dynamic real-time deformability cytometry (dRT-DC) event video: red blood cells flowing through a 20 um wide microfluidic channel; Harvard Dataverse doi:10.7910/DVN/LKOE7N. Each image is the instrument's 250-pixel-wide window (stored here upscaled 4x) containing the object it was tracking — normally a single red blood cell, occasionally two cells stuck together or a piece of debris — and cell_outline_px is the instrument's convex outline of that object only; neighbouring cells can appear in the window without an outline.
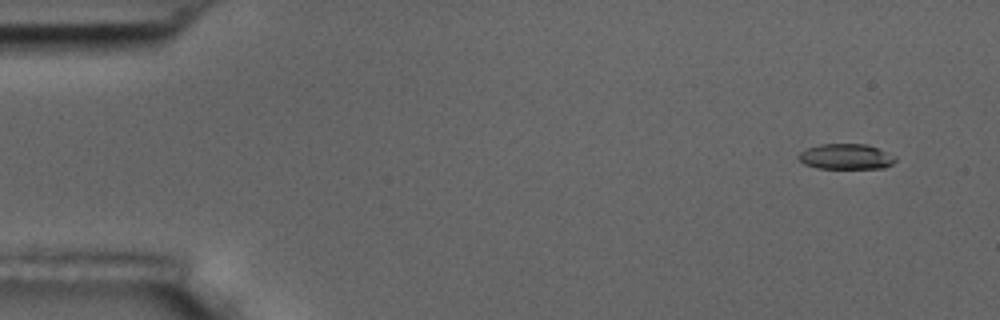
{"species": "common noctule bat (a hibernating species)", "species_latin": "Nyctalus noctula", "temperature_condition": "room temperature", "stored_images_in_passage": 7, "camera_frame_rate_fps": 3000, "um_per_image_px": 0.085, "animal": {"sex": "male", "body_mass_g": 17.5, "forearm_length_mm": 52.3}, "frame": {"image": 1, "passage_image": 1, "time_ms": 0.0, "image_size_px": [1000, 320], "cell_outline_px": [[896, 160], [892, 164], [884, 168], [816, 168], [804, 164], [796, 156], [800, 152], [808, 148], [820, 144], [868, 144], [896, 156]], "centroid_in_image_um": [71.91, 13.31], "position_along_channel_um": 13.1, "area_um2": 14.39}}
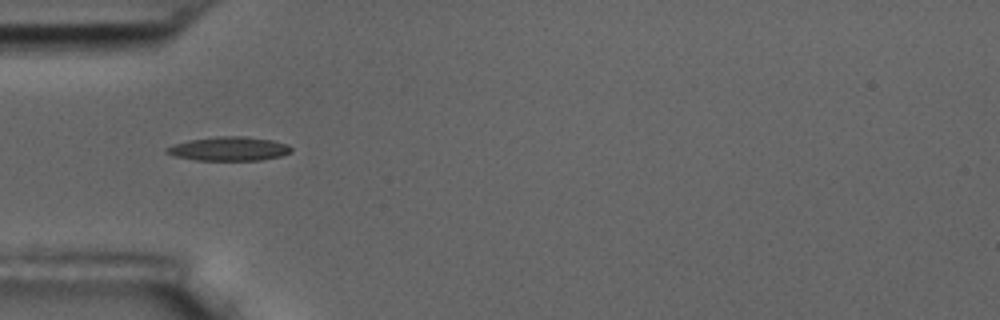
{"frame": {"image": 2, "passage_image": 5, "time_ms": 4.667, "image_size_px": [1000, 320], "cell_outline_px": [[292, 152], [280, 156], [260, 160], [196, 160], [176, 156], [164, 152], [164, 148], [172, 144], [188, 140], [216, 136], [244, 136], [272, 140], [288, 144], [292, 148]], "centroid_in_image_um": [19.44, 12.64], "position_along_channel_um": 65.6, "area_um2": 17.51}}
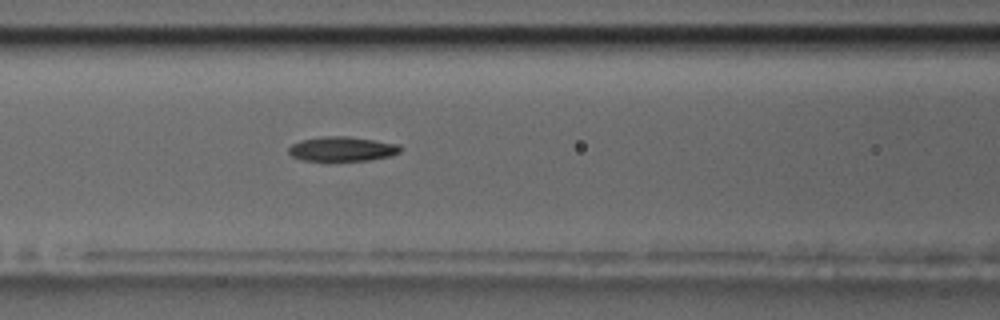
{"frame": {"image": 3, "passage_image": 7, "time_ms": 6.667, "image_size_px": [1000, 320], "cell_outline_px": [[400, 152], [388, 156], [368, 160], [332, 164], [328, 164], [304, 160], [292, 156], [288, 152], [288, 148], [292, 144], [300, 140], [324, 136], [348, 136], [376, 140], [400, 144]], "centroid_in_image_um": [29.03, 12.7], "position_along_channel_um": 137.6, "area_um2": 16.82}}